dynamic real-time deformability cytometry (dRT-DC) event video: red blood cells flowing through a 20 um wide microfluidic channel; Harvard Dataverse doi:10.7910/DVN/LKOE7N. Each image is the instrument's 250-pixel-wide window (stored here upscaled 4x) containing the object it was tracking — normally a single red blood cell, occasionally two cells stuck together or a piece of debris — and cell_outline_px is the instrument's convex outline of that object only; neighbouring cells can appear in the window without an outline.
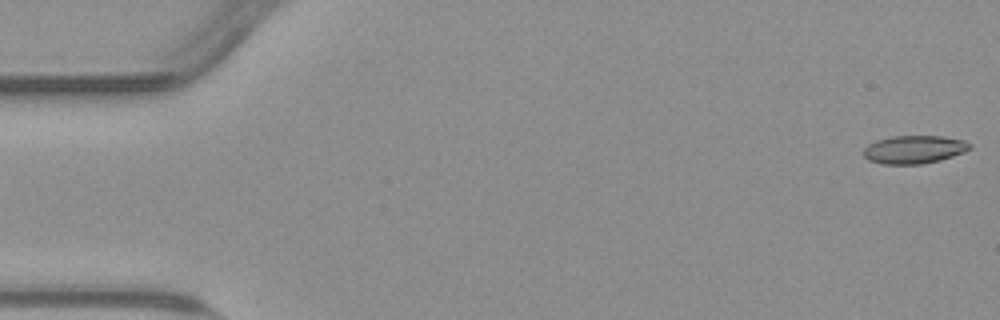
{"species": "common noctule bat (a hibernating species)", "species_latin": "Nyctalus noctula", "temperature_condition": "warm", "stored_images_in_passage": 55, "camera_frame_rate_fps": 3000, "um_per_image_px": 0.085, "animal": {"sex": "male", "body_mass_g": 23.1, "forearm_length_mm": 52.7}, "frame": {"image": 1, "passage_image": 1, "time_ms": 0.0, "image_size_px": [1000, 320], "cell_outline_px": [[972, 148], [964, 152], [940, 160], [920, 164], [880, 164], [868, 160], [864, 156], [864, 148], [868, 144], [876, 140], [892, 136], [940, 136], [964, 140], [972, 144]], "centroid_in_image_um": [77.69, 12.7], "position_along_channel_um": 7.3, "area_um2": 17.46}}
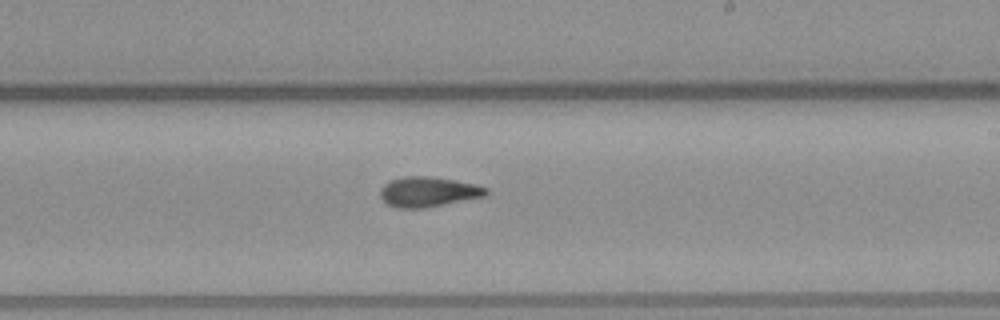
{"frame": {"image": 2, "passage_image": 32, "time_ms": 10.333, "image_size_px": [1000, 320], "cell_outline_px": [[488, 192], [484, 196], [424, 208], [396, 208], [388, 204], [380, 196], [380, 188], [388, 180], [404, 176], [428, 176], [476, 184], [488, 188]], "centroid_in_image_um": [36.36, 16.3], "position_along_channel_um": 252.6, "area_um2": 18.44}}
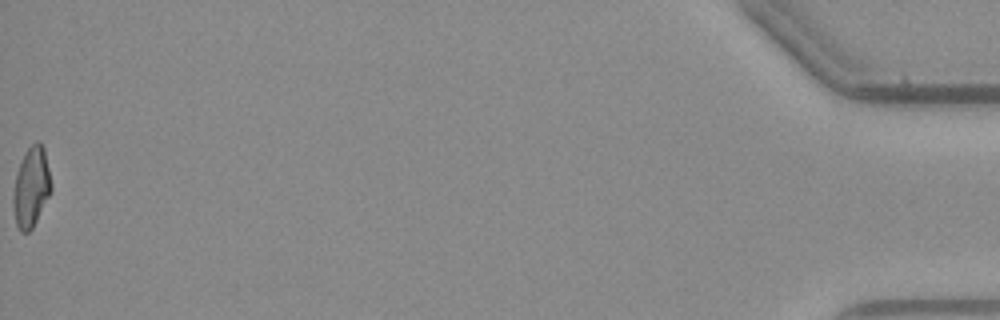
{"frame": {"image": 3, "passage_image": 55, "time_ms": 18.0, "image_size_px": [1000, 320], "cell_outline_px": [[52, 188], [32, 228], [28, 232], [20, 232], [16, 224], [12, 204], [12, 196], [16, 172], [24, 152], [36, 140], [40, 140], [44, 148], [52, 184]], "centroid_in_image_um": [2.63, 15.87], "position_along_channel_um": 432.6, "area_um2": 17.74}, "authors_computed_cell_mechanics": {"area_um2": 17.8602, "velocity_mm_per_s": 3.7953, "shape_relaxation_time_tau1_ms": null, "shape_relaxation_time_tau2_ms": 5.2407, "deformation_change_tau1": null, "deformation_change_tau2": 0.1406}}